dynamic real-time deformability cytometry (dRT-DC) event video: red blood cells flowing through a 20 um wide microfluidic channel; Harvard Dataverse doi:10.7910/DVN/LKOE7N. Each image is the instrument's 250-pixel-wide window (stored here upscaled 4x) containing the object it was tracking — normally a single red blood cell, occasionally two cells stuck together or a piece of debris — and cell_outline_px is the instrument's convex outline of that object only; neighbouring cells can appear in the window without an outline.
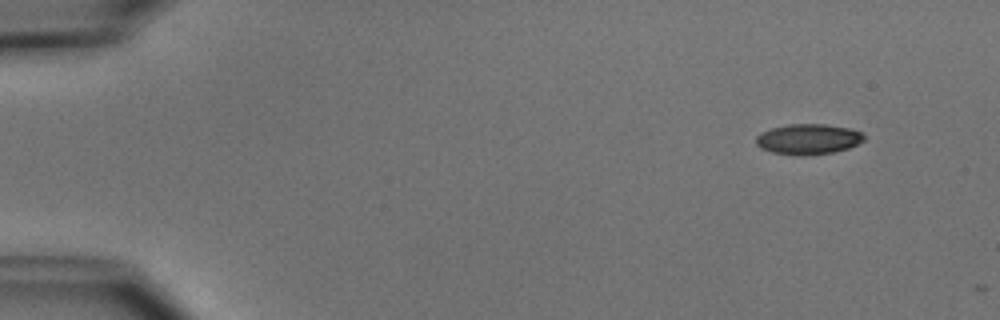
{"species": "common noctule bat (a hibernating species)", "species_latin": "Nyctalus noctula", "temperature_condition": "cold", "stored_images_in_passage": 4, "segment_of_instrument_passage": [2, 2], "camera_frame_rate_fps": 3000, "um_per_image_px": 0.085, "animal": {"sex": "male", "body_mass_g": 15.6}, "frame": {"image": 1, "passage_image": 4, "time_ms": 4.333, "image_size_px": [1000, 320], "cell_outline_px": [[864, 140], [848, 148], [832, 152], [804, 156], [772, 152], [760, 148], [756, 144], [756, 136], [760, 132], [772, 128], [788, 124], [824, 124], [848, 128], [860, 132], [864, 136]], "centroid_in_image_um": [68.66, 11.82], "position_along_channel_um": 16.3, "area_um2": 19.02}}